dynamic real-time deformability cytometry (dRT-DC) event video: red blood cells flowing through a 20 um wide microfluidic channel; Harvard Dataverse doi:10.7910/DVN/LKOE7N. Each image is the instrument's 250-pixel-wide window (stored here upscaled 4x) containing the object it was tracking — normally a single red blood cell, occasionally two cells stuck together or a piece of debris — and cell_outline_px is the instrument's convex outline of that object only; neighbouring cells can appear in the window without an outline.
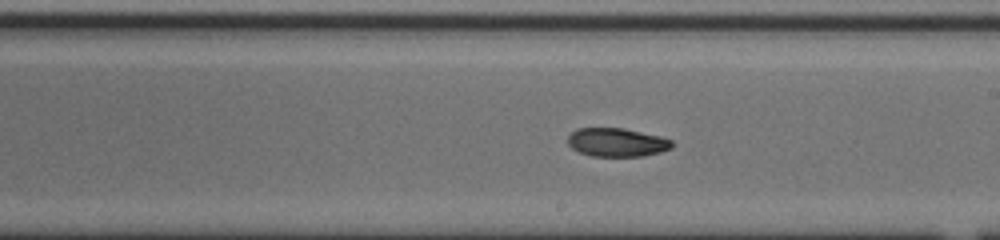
{"species": "common noctule bat (a hibernating species)", "species_latin": "Nyctalus noctula", "temperature_condition": "cold", "stored_images_in_passage": 41, "camera_frame_rate_fps": 3000, "um_per_image_px": 0.085, "animal": {"sex": "male", "body_mass_g": 20.0, "forearm_length_mm": 53.3}, "frame": {"image": 1, "passage_image": 16, "time_ms": 5.0, "image_size_px": [1000, 240], "cell_outline_px": [[672, 148], [660, 152], [640, 156], [592, 156], [580, 152], [572, 148], [568, 144], [568, 136], [576, 128], [624, 128], [660, 136], [672, 140]], "centroid_in_image_um": [52.43, 12.09], "position_along_channel_um": 236.6, "area_um2": 17.28}}
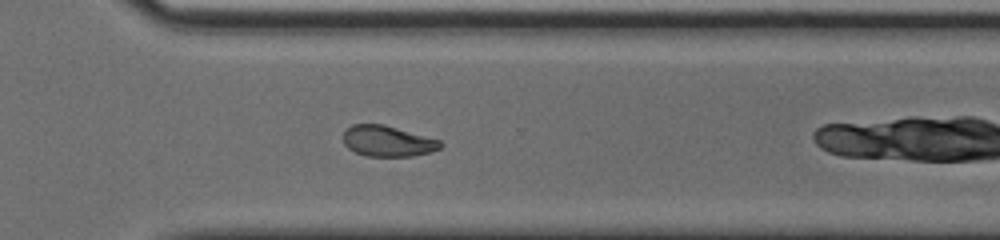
{"frame": {"image": 2, "passage_image": 24, "time_ms": 7.667, "image_size_px": [1000, 240], "cell_outline_px": [[444, 144], [440, 148], [432, 152], [412, 156], [368, 156], [356, 152], [348, 148], [344, 144], [344, 132], [352, 124], [384, 124], [440, 140]], "centroid_in_image_um": [32.97, 11.99], "position_along_channel_um": 337.6, "area_um2": 17.4}}
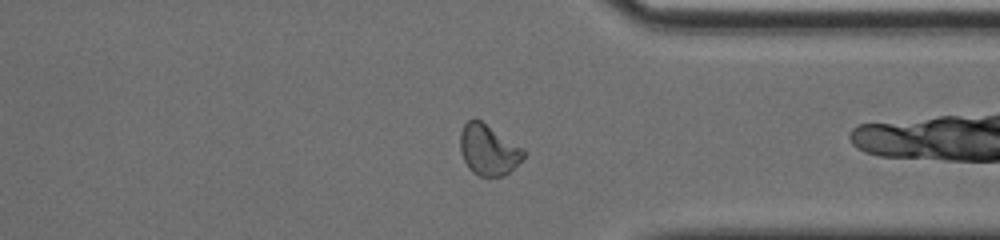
{"frame": {"image": 3, "passage_image": 27, "time_ms": 8.667, "image_size_px": [1000, 240], "cell_outline_px": [[524, 156], [504, 176], [480, 176], [472, 172], [468, 168], [460, 152], [460, 132], [464, 124], [472, 116], [480, 120], [524, 148]], "centroid_in_image_um": [41.47, 12.71], "position_along_channel_um": 369.9, "area_um2": 18.67}, "authors_computed_cell_mechanics": {"area_um2": 18.9006, "velocity_mm_per_s": 3.796, "shape_relaxation_time_tau1_ms": 3.7905, "shape_relaxation_time_tau2_ms": null, "deformation_change_tau1": 0.3235, "deformation_change_tau2": null}}